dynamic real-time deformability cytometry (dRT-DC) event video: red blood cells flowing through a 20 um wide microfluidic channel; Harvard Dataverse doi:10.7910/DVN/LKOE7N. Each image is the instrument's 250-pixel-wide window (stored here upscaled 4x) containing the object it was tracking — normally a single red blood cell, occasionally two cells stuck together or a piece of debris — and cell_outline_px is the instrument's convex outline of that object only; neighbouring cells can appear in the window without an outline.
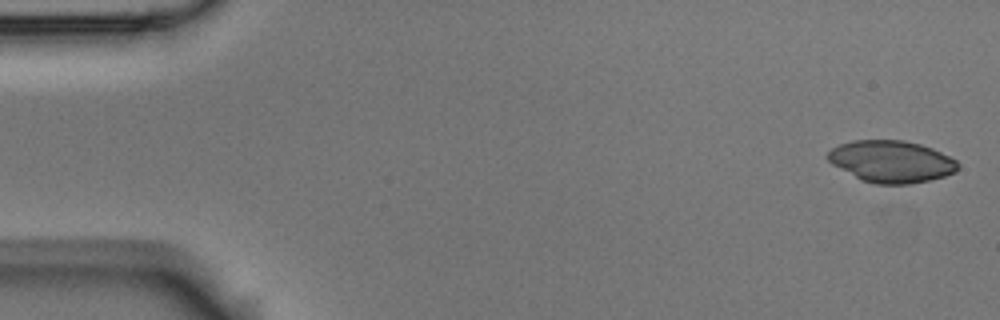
{"species": "Egyptian fruit bat (a non-hibernating species)", "species_latin": "Rousettus aegyptiacus", "temperature_condition": "room temperature", "stored_images_in_passage": 6, "segment_of_instrument_passage": [1, 2], "camera_frame_rate_fps": 3000, "um_per_image_px": 0.085, "animal": {"sex": "male"}, "frame": {"image": 1, "passage_image": 1, "time_ms": 0.0, "image_size_px": [1000, 320], "cell_outline_px": [[960, 168], [956, 172], [944, 176], [928, 180], [908, 184], [876, 184], [860, 180], [832, 164], [828, 160], [828, 152], [832, 148], [840, 144], [852, 140], [904, 140], [920, 144], [932, 148], [956, 160], [960, 164]], "centroid_in_image_um": [75.77, 13.73], "position_along_channel_um": 9.2, "area_um2": 31.79}}
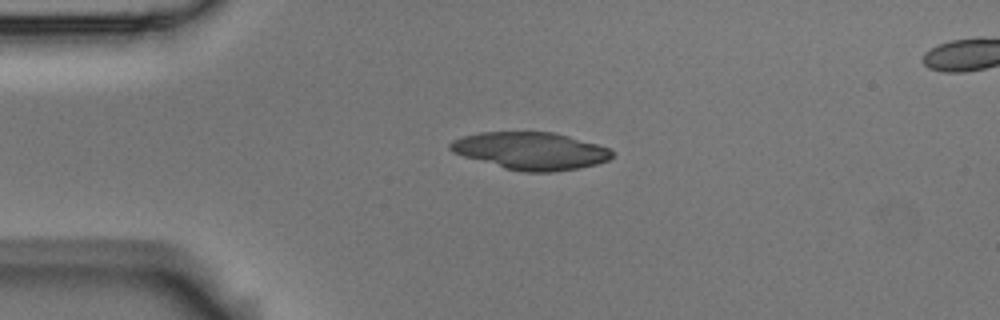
{"frame": {"image": 2, "passage_image": 4, "time_ms": 1.0, "image_size_px": [1000, 320], "cell_outline_px": [[612, 156], [608, 160], [596, 164], [580, 168], [556, 172], [524, 172], [504, 168], [464, 156], [452, 152], [448, 148], [448, 144], [452, 140], [460, 136], [480, 132], [552, 132], [568, 136], [596, 144], [608, 148], [612, 152]], "centroid_in_image_um": [45.06, 12.82], "position_along_channel_um": 39.9, "area_um2": 35.2}}